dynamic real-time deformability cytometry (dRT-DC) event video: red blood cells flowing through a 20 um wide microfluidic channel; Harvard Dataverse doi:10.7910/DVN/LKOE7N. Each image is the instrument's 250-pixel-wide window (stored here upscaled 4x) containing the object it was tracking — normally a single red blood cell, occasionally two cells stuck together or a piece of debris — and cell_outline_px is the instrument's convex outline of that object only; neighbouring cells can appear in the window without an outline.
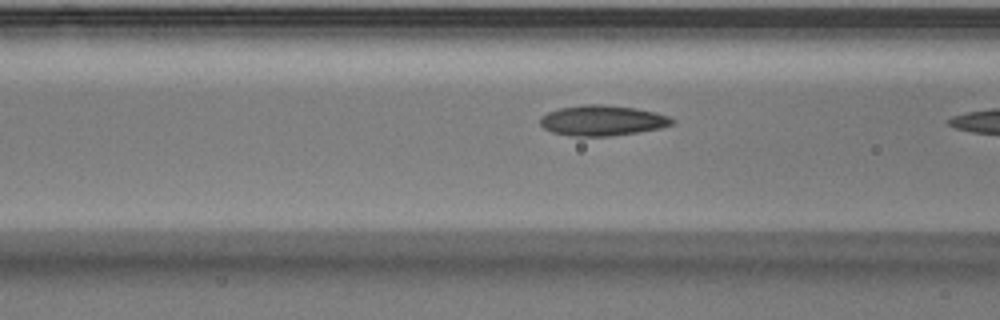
{"species": "Egyptian fruit bat (a non-hibernating species)", "species_latin": "Rousettus aegyptiacus", "temperature_condition": "warm", "stored_images_in_passage": 10, "camera_frame_rate_fps": 3000, "um_per_image_px": 0.085, "animal": {"sex": "male"}, "frame": {"image": 1, "passage_image": 9, "time_ms": 2.667, "image_size_px": [1000, 320], "cell_outline_px": [[676, 120], [672, 124], [660, 128], [636, 132], [608, 136], [568, 136], [552, 132], [544, 128], [540, 124], [540, 116], [548, 112], [560, 108], [584, 104], [604, 104], [636, 108], [656, 112], [668, 116]], "centroid_in_image_um": [51.18, 10.23], "position_along_channel_um": 115.4, "area_um2": 23.41}}